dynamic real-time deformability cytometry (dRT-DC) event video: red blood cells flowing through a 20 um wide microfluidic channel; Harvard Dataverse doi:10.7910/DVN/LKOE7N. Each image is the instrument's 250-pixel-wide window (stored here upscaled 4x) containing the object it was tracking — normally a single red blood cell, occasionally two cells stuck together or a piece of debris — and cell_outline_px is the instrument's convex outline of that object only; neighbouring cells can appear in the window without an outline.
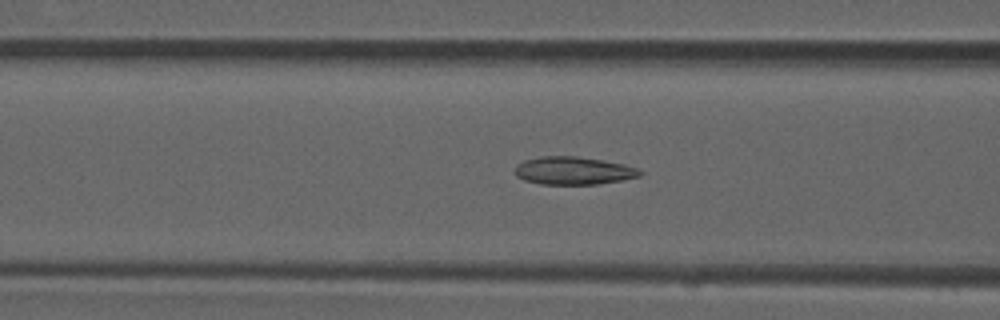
{"species": "common noctule bat (a hibernating species)", "species_latin": "Nyctalus noctula", "temperature_condition": "room temperature", "stored_images_in_passage": 52, "camera_frame_rate_fps": 3000, "um_per_image_px": 0.085, "animal": {"sex": "male", "forearm_length_mm": 52.5}, "frame": {"image": 1, "passage_image": 20, "time_ms": 6.333, "image_size_px": [1000, 320], "cell_outline_px": [[644, 172], [640, 176], [620, 180], [596, 184], [540, 184], [524, 180], [516, 176], [516, 164], [524, 160], [540, 156], [576, 156], [624, 164], [636, 168]], "centroid_in_image_um": [48.71, 14.5], "position_along_channel_um": 117.9, "area_um2": 20.17}}
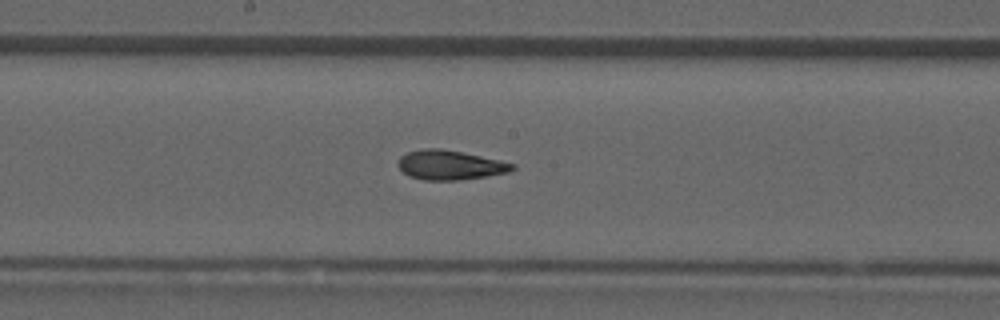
{"frame": {"image": 2, "passage_image": 27, "time_ms": 8.667, "image_size_px": [1000, 320], "cell_outline_px": [[516, 168], [508, 172], [460, 180], [424, 180], [408, 176], [396, 164], [400, 156], [408, 152], [420, 148], [440, 148], [500, 160], [516, 164]], "centroid_in_image_um": [38.21, 14.02], "position_along_channel_um": 210.0, "area_um2": 19.59}}
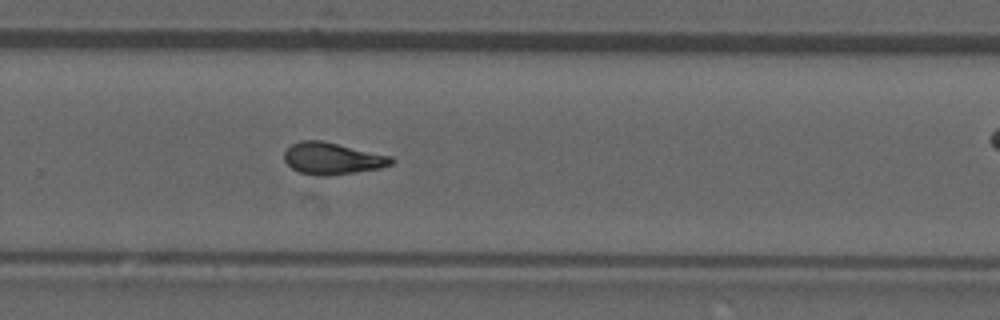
{"frame": {"image": 3, "passage_image": 34, "time_ms": 11.0, "image_size_px": [1000, 320], "cell_outline_px": [[396, 160], [392, 164], [380, 168], [332, 176], [316, 176], [300, 172], [292, 168], [284, 160], [284, 152], [292, 144], [300, 140], [320, 140], [392, 156]], "centroid_in_image_um": [28.26, 13.48], "position_along_channel_um": 301.5, "area_um2": 19.94}, "authors_computed_cell_mechanics": {"area_um2": 19.9121, "velocity_mm_per_s": 3.9504, "shape_relaxation_time_tau1_ms": null, "shape_relaxation_time_tau2_ms": 1.6729, "deformation_change_tau1": null, "deformation_change_tau2": 0.0874}}